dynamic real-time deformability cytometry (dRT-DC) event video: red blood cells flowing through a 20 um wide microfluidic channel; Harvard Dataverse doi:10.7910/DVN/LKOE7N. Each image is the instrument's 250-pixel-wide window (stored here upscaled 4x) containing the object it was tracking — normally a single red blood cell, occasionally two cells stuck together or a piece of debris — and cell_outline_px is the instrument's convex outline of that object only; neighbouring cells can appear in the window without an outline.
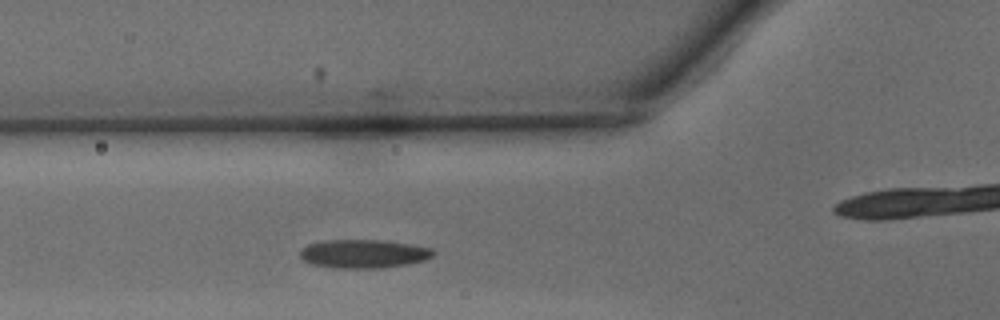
{"species": "common noctule bat (a hibernating species)", "species_latin": "Nyctalus noctula", "temperature_condition": "warm", "stored_images_in_passage": 26, "camera_frame_rate_fps": 3000, "um_per_image_px": 0.085, "animal": {"sex": "male", "body_mass_g": 15.6}, "frame": {"image": 1, "passage_image": 5, "time_ms": 1.333, "image_size_px": [1000, 320], "cell_outline_px": [[436, 252], [432, 256], [424, 260], [408, 264], [380, 268], [336, 268], [312, 264], [304, 260], [300, 256], [300, 248], [308, 244], [324, 240], [380, 240], [412, 244], [432, 248]], "centroid_in_image_um": [30.9, 21.56], "position_along_channel_um": 94.9, "area_um2": 22.25}}
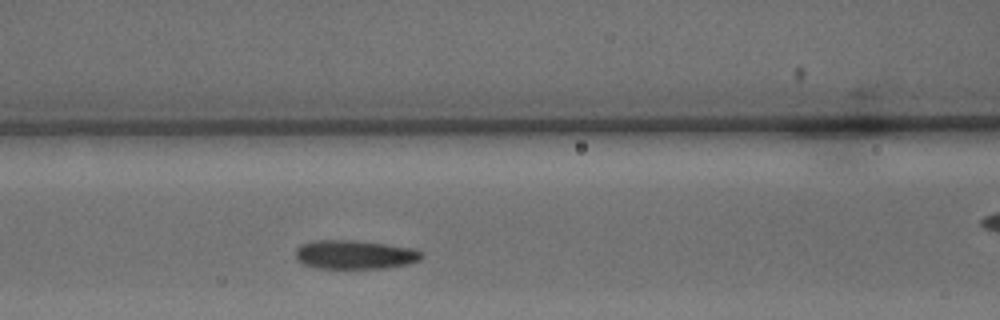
{"frame": {"image": 2, "passage_image": 8, "time_ms": 2.333, "image_size_px": [1000, 320], "cell_outline_px": [[424, 256], [420, 260], [408, 264], [384, 268], [316, 268], [304, 264], [296, 260], [296, 248], [300, 244], [312, 240], [352, 240], [384, 244], [408, 248], [420, 252]], "centroid_in_image_um": [30.09, 21.64], "position_along_channel_um": 136.5, "area_um2": 21.1}, "authors_computed_cell_mechanics": {"area_um2": 21.5883, "velocity_mm_per_s": 4.0983, "shape_relaxation_time_tau1_ms": 2.8231, "shape_relaxation_time_tau2_ms": 1.8011, "deformation_change_tau1": 0.1094, "deformation_change_tau2": 0.0758}}